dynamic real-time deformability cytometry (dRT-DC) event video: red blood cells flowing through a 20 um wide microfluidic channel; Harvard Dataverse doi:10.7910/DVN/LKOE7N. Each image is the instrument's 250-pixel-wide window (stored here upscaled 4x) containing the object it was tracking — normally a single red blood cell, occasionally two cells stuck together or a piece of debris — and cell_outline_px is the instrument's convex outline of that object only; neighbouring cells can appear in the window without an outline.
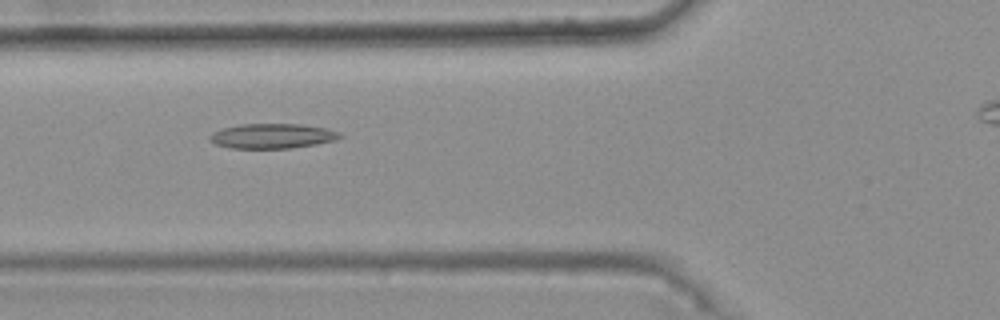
{"species": "common noctule bat (a hibernating species)", "species_latin": "Nyctalus noctula", "temperature_condition": "warm", "stored_images_in_passage": 12, "camera_frame_rate_fps": 3000, "um_per_image_px": 0.085, "animal": {"sex": "female", "body_mass_g": 25.1}, "frame": {"image": 1, "passage_image": 6, "time_ms": 1.667, "image_size_px": [1000, 320], "cell_outline_px": [[344, 136], [336, 140], [316, 144], [292, 148], [228, 148], [216, 144], [208, 140], [208, 136], [212, 132], [224, 128], [240, 124], [300, 124], [324, 128], [340, 132]], "centroid_in_image_um": [23.13, 11.56], "position_along_channel_um": 102.7, "area_um2": 18.9}}